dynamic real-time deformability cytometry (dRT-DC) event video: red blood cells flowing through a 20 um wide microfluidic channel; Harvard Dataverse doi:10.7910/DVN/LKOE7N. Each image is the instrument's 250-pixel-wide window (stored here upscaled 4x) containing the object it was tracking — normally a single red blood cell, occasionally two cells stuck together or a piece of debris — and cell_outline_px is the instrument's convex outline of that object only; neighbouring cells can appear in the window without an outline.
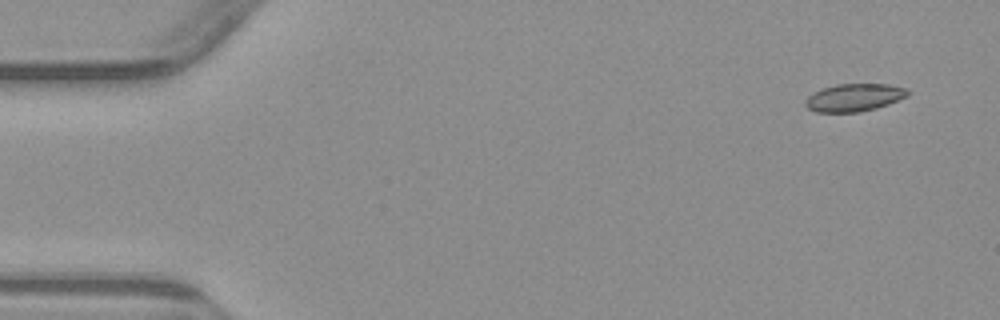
{"species": "common noctule bat (a hibernating species)", "species_latin": "Nyctalus noctula", "temperature_condition": "warm", "stored_images_in_passage": 6, "camera_frame_rate_fps": 3000, "um_per_image_px": 0.085, "animal": {"sex": "male", "body_mass_g": 23.1, "forearm_length_mm": 52.7}, "frame": {"image": 1, "passage_image": 1, "time_ms": 0.0, "image_size_px": [1000, 320], "cell_outline_px": [[912, 92], [908, 96], [888, 104], [876, 108], [860, 112], [816, 112], [808, 108], [804, 104], [804, 100], [812, 92], [820, 88], [836, 84], [888, 84], [908, 88]], "centroid_in_image_um": [72.61, 8.28], "position_along_channel_um": 12.4, "area_um2": 16.82}}
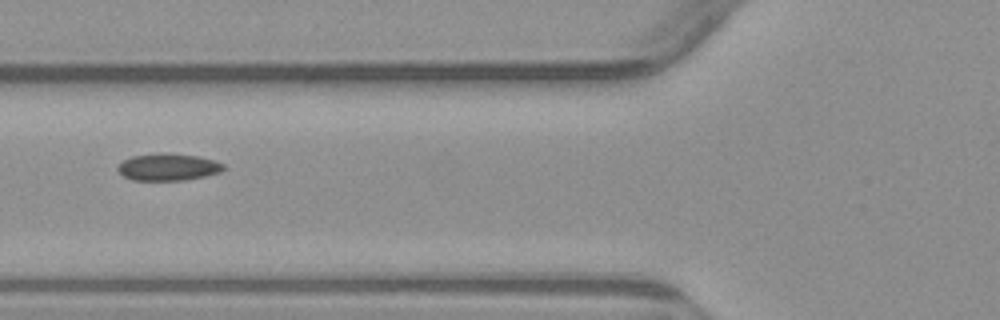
{"frame": {"image": 2, "passage_image": 5, "time_ms": 5.667, "image_size_px": [1000, 320], "cell_outline_px": [[224, 168], [220, 172], [204, 176], [184, 180], [132, 180], [124, 176], [116, 168], [124, 160], [132, 156], [156, 152], [160, 152], [196, 156], [216, 160], [224, 164]], "centroid_in_image_um": [14.28, 14.19], "position_along_channel_um": 111.5, "area_um2": 16.65}}
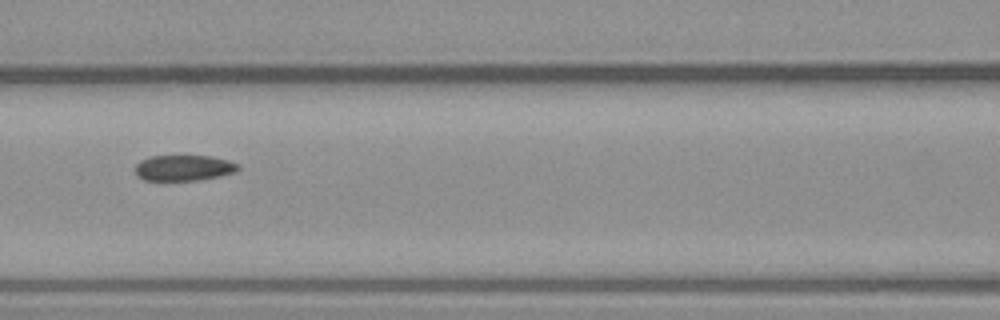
{"frame": {"image": 3, "passage_image": 6, "time_ms": 6.667, "image_size_px": [1000, 320], "cell_outline_px": [[240, 168], [236, 172], [220, 176], [200, 180], [144, 180], [136, 176], [136, 164], [140, 160], [152, 156], [212, 156], [228, 160], [240, 164]], "centroid_in_image_um": [15.65, 14.27], "position_along_channel_um": 151.0, "area_um2": 15.55}}